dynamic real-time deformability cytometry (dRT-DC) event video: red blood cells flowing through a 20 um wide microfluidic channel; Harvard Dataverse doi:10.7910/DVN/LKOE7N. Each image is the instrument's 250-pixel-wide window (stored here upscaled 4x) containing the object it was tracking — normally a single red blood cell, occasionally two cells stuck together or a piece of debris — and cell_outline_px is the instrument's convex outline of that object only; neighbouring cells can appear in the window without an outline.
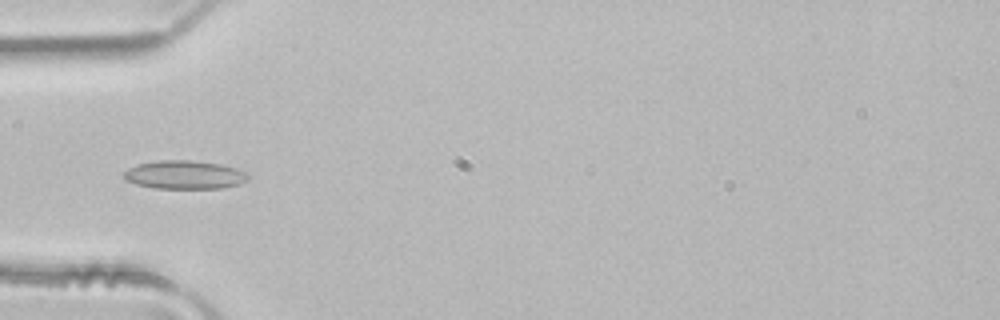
{"species": "common noctule bat (a hibernating species)", "species_latin": "Nyctalus noctula", "temperature_condition": "room temperature", "stored_images_in_passage": 1, "camera_frame_rate_fps": 3000, "um_per_image_px": 0.085, "animal": {"sex": "male", "body_mass_g": 21.5, "forearm_length_mm": 52.0}, "frame": {"image": 1, "passage_image": 1, "time_ms": 0.0, "image_size_px": [1000, 320], "cell_outline_px": [[248, 180], [240, 184], [220, 188], [156, 188], [136, 184], [124, 180], [124, 172], [128, 168], [136, 164], [160, 160], [188, 160], [220, 164], [236, 168], [244, 172], [248, 176]], "centroid_in_image_um": [15.66, 14.85], "position_along_channel_um": 69.3, "area_um2": 20.52}}